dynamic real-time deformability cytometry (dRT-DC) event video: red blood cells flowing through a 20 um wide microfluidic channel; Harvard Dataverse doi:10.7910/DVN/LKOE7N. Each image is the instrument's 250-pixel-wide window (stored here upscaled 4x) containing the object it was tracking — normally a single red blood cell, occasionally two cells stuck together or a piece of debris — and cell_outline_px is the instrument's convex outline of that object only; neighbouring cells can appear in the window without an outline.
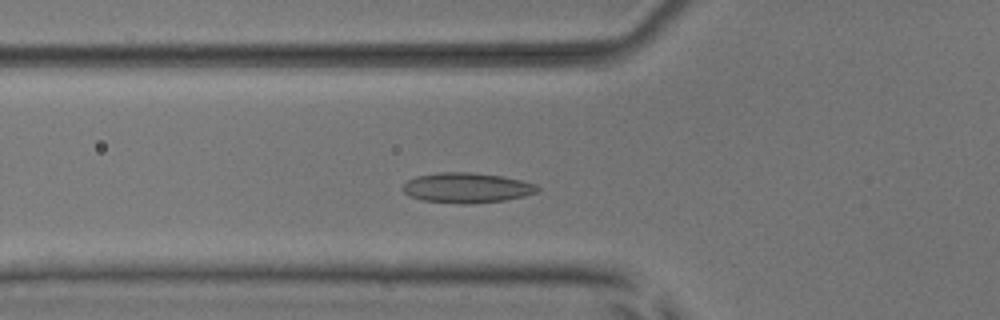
{"species": "common noctule bat (a hibernating species)", "species_latin": "Nyctalus noctula", "temperature_condition": "room temperature", "stored_images_in_passage": 44, "camera_frame_rate_fps": 3000, "um_per_image_px": 0.085, "animal": {"sex": "male", "body_mass_g": 17.9, "forearm_length_mm": 54.2}, "frame": {"image": 1, "passage_image": 10, "time_ms": 3.0, "image_size_px": [1000, 320], "cell_outline_px": [[540, 192], [524, 196], [504, 200], [468, 204], [460, 204], [420, 200], [408, 196], [400, 188], [408, 180], [416, 176], [440, 172], [472, 172], [500, 176], [520, 180], [536, 184], [540, 188]], "centroid_in_image_um": [39.65, 15.97], "position_along_channel_um": 86.1, "area_um2": 23.81}}
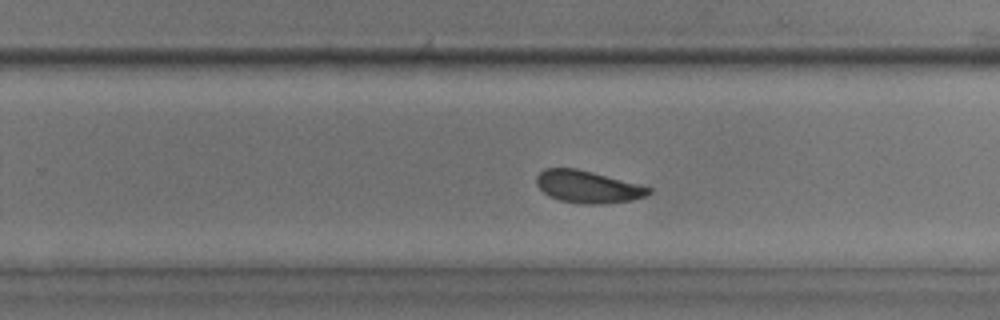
{"frame": {"image": 2, "passage_image": 25, "time_ms": 8.0, "image_size_px": [1000, 320], "cell_outline_px": [[652, 192], [644, 196], [632, 200], [604, 204], [580, 204], [560, 200], [548, 196], [536, 184], [536, 176], [544, 168], [576, 168], [640, 184], [652, 188]], "centroid_in_image_um": [49.96, 15.88], "position_along_channel_um": 279.8, "area_um2": 21.15}}
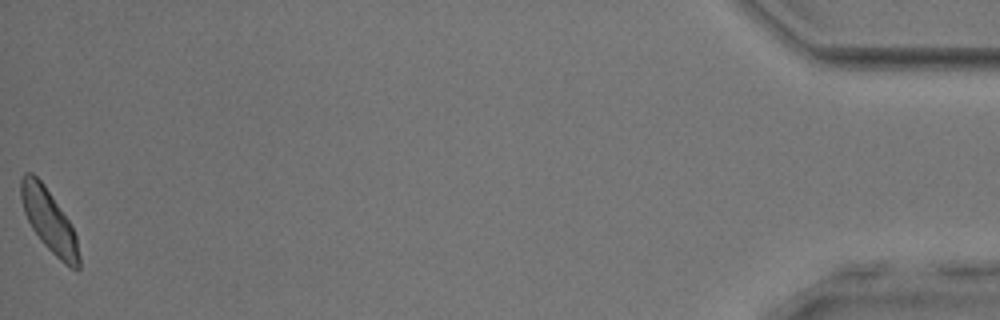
{"frame": {"image": 3, "passage_image": 44, "time_ms": 14.333, "image_size_px": [1000, 320], "cell_outline_px": [[80, 268], [76, 272], [64, 264], [40, 240], [32, 228], [24, 212], [20, 196], [20, 180], [24, 172], [32, 172], [44, 184], [68, 220], [76, 236], [80, 256]], "centroid_in_image_um": [4.17, 18.77], "position_along_channel_um": 431.0, "area_um2": 21.1}, "authors_computed_cell_mechanics": {"area_um2": 21.8195, "velocity_mm_per_s": 3.8882, "shape_relaxation_time_tau1_ms": 2.5568, "shape_relaxation_time_tau2_ms": 2.9388, "deformation_change_tau1": 0.0902, "deformation_change_tau2": 0.0664}}